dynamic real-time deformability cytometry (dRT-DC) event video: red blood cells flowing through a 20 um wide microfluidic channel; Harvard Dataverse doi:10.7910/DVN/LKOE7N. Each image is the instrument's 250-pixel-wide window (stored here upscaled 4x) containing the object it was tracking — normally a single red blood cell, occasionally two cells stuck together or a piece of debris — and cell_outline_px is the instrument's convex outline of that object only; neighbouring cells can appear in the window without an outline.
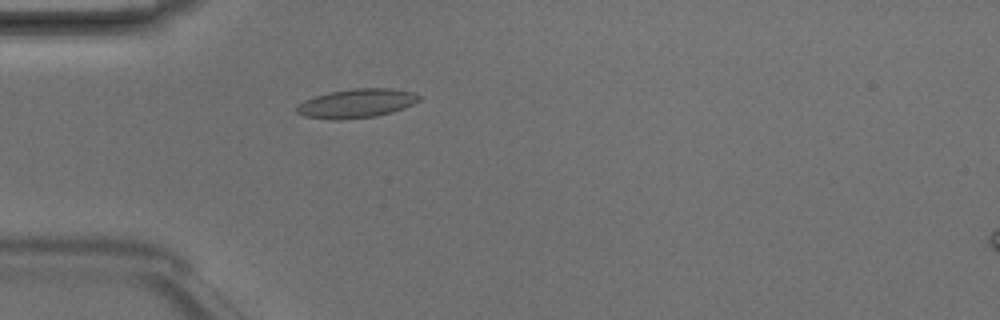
{"species": "Egyptian fruit bat (a non-hibernating species)", "species_latin": "Rousettus aegyptiacus", "temperature_condition": "room temperature", "stored_images_in_passage": 2, "camera_frame_rate_fps": 3000, "um_per_image_px": 0.085, "animal": {"sex": "male"}, "frame": {"image": 1, "passage_image": 2, "time_ms": 0.333, "image_size_px": [1000, 320], "cell_outline_px": [[420, 100], [404, 108], [392, 112], [376, 116], [336, 120], [304, 116], [296, 112], [296, 108], [304, 100], [328, 92], [356, 88], [392, 88], [412, 92], [420, 96]], "centroid_in_image_um": [30.31, 8.78], "position_along_channel_um": 54.7, "area_um2": 20.52}}